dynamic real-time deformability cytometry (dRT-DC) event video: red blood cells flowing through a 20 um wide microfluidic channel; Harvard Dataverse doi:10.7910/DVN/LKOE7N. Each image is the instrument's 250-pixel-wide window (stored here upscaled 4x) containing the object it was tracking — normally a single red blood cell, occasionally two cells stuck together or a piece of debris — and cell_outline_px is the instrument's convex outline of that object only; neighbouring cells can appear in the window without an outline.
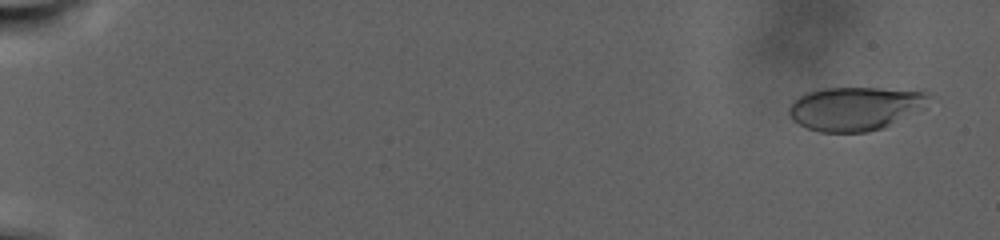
{"species": "human", "species_latin": "Homo sapiens", "temperature_condition": "warm", "stored_images_in_passage": 109, "camera_frame_rate_fps": 3000, "um_per_image_px": 0.085, "donor": {"sex": "male"}, "frame": {"image": 1, "passage_image": 6, "time_ms": 1.667, "image_size_px": [1000, 240], "cell_outline_px": [[924, 108], [884, 128], [868, 132], [820, 132], [808, 128], [792, 120], [788, 112], [788, 108], [792, 100], [804, 92], [824, 88], [880, 88], [920, 92], [924, 96]], "centroid_in_image_um": [72.56, 9.24], "position_along_channel_um": 12.4, "area_um2": 35.2}}
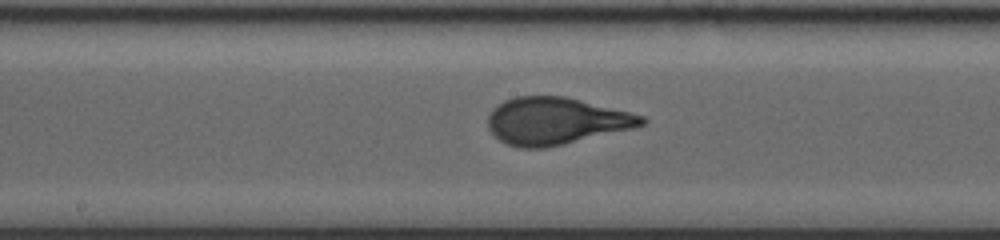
{"frame": {"image": 2, "passage_image": 63, "time_ms": 20.667, "image_size_px": [1000, 240], "cell_outline_px": [[648, 120], [644, 124], [632, 128], [564, 144], [544, 148], [520, 148], [508, 144], [500, 140], [488, 128], [488, 116], [492, 108], [496, 104], [504, 100], [516, 96], [564, 96], [644, 116]], "centroid_in_image_um": [47.2, 10.28], "position_along_channel_um": 201.0, "area_um2": 41.85}}
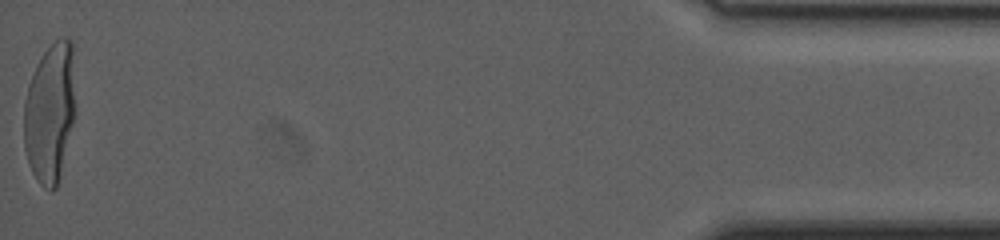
{"frame": {"image": 3, "passage_image": 109, "time_ms": 36.0, "image_size_px": [1000, 240], "cell_outline_px": [[76, 112], [56, 188], [52, 192], [44, 188], [36, 180], [28, 164], [24, 148], [24, 100], [28, 84], [36, 64], [44, 52], [56, 40], [68, 36], [72, 40], [76, 108]], "centroid_in_image_um": [4.25, 9.56], "position_along_channel_um": 431.0, "area_um2": 42.43}, "authors_computed_cell_mechanics": {"area_um2": 40.4022, "velocity_mm_per_s": 2.0216, "shape_relaxation_time_tau1_ms": 8.5629, "shape_relaxation_time_tau2_ms": null, "deformation_change_tau1": 0.2515, "deformation_change_tau2": null}}